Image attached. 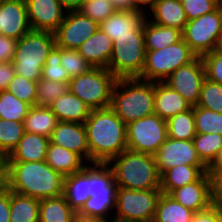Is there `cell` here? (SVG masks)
Masks as SVG:
<instances>
[{
    "mask_svg": "<svg viewBox=\"0 0 222 222\" xmlns=\"http://www.w3.org/2000/svg\"><path fill=\"white\" fill-rule=\"evenodd\" d=\"M150 10L154 16V20L150 21L154 24L183 31L188 22L181 0L156 1Z\"/></svg>",
    "mask_w": 222,
    "mask_h": 222,
    "instance_id": "cell-26",
    "label": "cell"
},
{
    "mask_svg": "<svg viewBox=\"0 0 222 222\" xmlns=\"http://www.w3.org/2000/svg\"><path fill=\"white\" fill-rule=\"evenodd\" d=\"M197 106L222 113V85L205 78Z\"/></svg>",
    "mask_w": 222,
    "mask_h": 222,
    "instance_id": "cell-40",
    "label": "cell"
},
{
    "mask_svg": "<svg viewBox=\"0 0 222 222\" xmlns=\"http://www.w3.org/2000/svg\"><path fill=\"white\" fill-rule=\"evenodd\" d=\"M50 142L73 151L90 161V151L84 124L59 121L51 134Z\"/></svg>",
    "mask_w": 222,
    "mask_h": 222,
    "instance_id": "cell-19",
    "label": "cell"
},
{
    "mask_svg": "<svg viewBox=\"0 0 222 222\" xmlns=\"http://www.w3.org/2000/svg\"><path fill=\"white\" fill-rule=\"evenodd\" d=\"M50 110L61 122H77L84 124L90 116L91 108L69 90L54 101Z\"/></svg>",
    "mask_w": 222,
    "mask_h": 222,
    "instance_id": "cell-24",
    "label": "cell"
},
{
    "mask_svg": "<svg viewBox=\"0 0 222 222\" xmlns=\"http://www.w3.org/2000/svg\"><path fill=\"white\" fill-rule=\"evenodd\" d=\"M144 33L116 37L107 69L117 78H139L145 64Z\"/></svg>",
    "mask_w": 222,
    "mask_h": 222,
    "instance_id": "cell-7",
    "label": "cell"
},
{
    "mask_svg": "<svg viewBox=\"0 0 222 222\" xmlns=\"http://www.w3.org/2000/svg\"><path fill=\"white\" fill-rule=\"evenodd\" d=\"M168 138L175 140H193L196 135L194 106L167 120Z\"/></svg>",
    "mask_w": 222,
    "mask_h": 222,
    "instance_id": "cell-34",
    "label": "cell"
},
{
    "mask_svg": "<svg viewBox=\"0 0 222 222\" xmlns=\"http://www.w3.org/2000/svg\"><path fill=\"white\" fill-rule=\"evenodd\" d=\"M60 59L61 47L55 46L50 52L48 58L46 59V63L42 68V79L54 82L69 83L71 78L68 76L65 68L60 64Z\"/></svg>",
    "mask_w": 222,
    "mask_h": 222,
    "instance_id": "cell-41",
    "label": "cell"
},
{
    "mask_svg": "<svg viewBox=\"0 0 222 222\" xmlns=\"http://www.w3.org/2000/svg\"><path fill=\"white\" fill-rule=\"evenodd\" d=\"M188 21L213 12L221 5V0H181Z\"/></svg>",
    "mask_w": 222,
    "mask_h": 222,
    "instance_id": "cell-45",
    "label": "cell"
},
{
    "mask_svg": "<svg viewBox=\"0 0 222 222\" xmlns=\"http://www.w3.org/2000/svg\"><path fill=\"white\" fill-rule=\"evenodd\" d=\"M169 195L194 213L204 211L212 205L211 175L206 172L198 181L174 189Z\"/></svg>",
    "mask_w": 222,
    "mask_h": 222,
    "instance_id": "cell-17",
    "label": "cell"
},
{
    "mask_svg": "<svg viewBox=\"0 0 222 222\" xmlns=\"http://www.w3.org/2000/svg\"><path fill=\"white\" fill-rule=\"evenodd\" d=\"M117 78L107 68H92L89 72L72 77L69 91L92 110L111 106L112 90Z\"/></svg>",
    "mask_w": 222,
    "mask_h": 222,
    "instance_id": "cell-8",
    "label": "cell"
},
{
    "mask_svg": "<svg viewBox=\"0 0 222 222\" xmlns=\"http://www.w3.org/2000/svg\"><path fill=\"white\" fill-rule=\"evenodd\" d=\"M59 122L49 107L32 106L23 121L25 132L51 137Z\"/></svg>",
    "mask_w": 222,
    "mask_h": 222,
    "instance_id": "cell-31",
    "label": "cell"
},
{
    "mask_svg": "<svg viewBox=\"0 0 222 222\" xmlns=\"http://www.w3.org/2000/svg\"><path fill=\"white\" fill-rule=\"evenodd\" d=\"M60 64L65 68L70 78L89 72L93 67L74 49L61 48Z\"/></svg>",
    "mask_w": 222,
    "mask_h": 222,
    "instance_id": "cell-43",
    "label": "cell"
},
{
    "mask_svg": "<svg viewBox=\"0 0 222 222\" xmlns=\"http://www.w3.org/2000/svg\"><path fill=\"white\" fill-rule=\"evenodd\" d=\"M146 18L143 11L136 9L130 11L116 10L99 24V28L114 41L119 36L144 33L143 22Z\"/></svg>",
    "mask_w": 222,
    "mask_h": 222,
    "instance_id": "cell-20",
    "label": "cell"
},
{
    "mask_svg": "<svg viewBox=\"0 0 222 222\" xmlns=\"http://www.w3.org/2000/svg\"><path fill=\"white\" fill-rule=\"evenodd\" d=\"M161 189L134 190L118 187L116 192L118 222H153Z\"/></svg>",
    "mask_w": 222,
    "mask_h": 222,
    "instance_id": "cell-10",
    "label": "cell"
},
{
    "mask_svg": "<svg viewBox=\"0 0 222 222\" xmlns=\"http://www.w3.org/2000/svg\"><path fill=\"white\" fill-rule=\"evenodd\" d=\"M201 58L204 63L206 78L222 85V51L215 49L202 55Z\"/></svg>",
    "mask_w": 222,
    "mask_h": 222,
    "instance_id": "cell-46",
    "label": "cell"
},
{
    "mask_svg": "<svg viewBox=\"0 0 222 222\" xmlns=\"http://www.w3.org/2000/svg\"><path fill=\"white\" fill-rule=\"evenodd\" d=\"M40 200L10 190V222H39Z\"/></svg>",
    "mask_w": 222,
    "mask_h": 222,
    "instance_id": "cell-32",
    "label": "cell"
},
{
    "mask_svg": "<svg viewBox=\"0 0 222 222\" xmlns=\"http://www.w3.org/2000/svg\"><path fill=\"white\" fill-rule=\"evenodd\" d=\"M108 163L88 165V194L82 209L77 213V220L83 222H109L107 216L116 208L117 183Z\"/></svg>",
    "mask_w": 222,
    "mask_h": 222,
    "instance_id": "cell-3",
    "label": "cell"
},
{
    "mask_svg": "<svg viewBox=\"0 0 222 222\" xmlns=\"http://www.w3.org/2000/svg\"><path fill=\"white\" fill-rule=\"evenodd\" d=\"M64 178L46 161L8 162L5 185L18 194L42 200L63 195Z\"/></svg>",
    "mask_w": 222,
    "mask_h": 222,
    "instance_id": "cell-2",
    "label": "cell"
},
{
    "mask_svg": "<svg viewBox=\"0 0 222 222\" xmlns=\"http://www.w3.org/2000/svg\"><path fill=\"white\" fill-rule=\"evenodd\" d=\"M7 90L31 107L37 105L36 81L15 74Z\"/></svg>",
    "mask_w": 222,
    "mask_h": 222,
    "instance_id": "cell-42",
    "label": "cell"
},
{
    "mask_svg": "<svg viewBox=\"0 0 222 222\" xmlns=\"http://www.w3.org/2000/svg\"><path fill=\"white\" fill-rule=\"evenodd\" d=\"M50 138L25 132L17 147L8 156V162L46 161Z\"/></svg>",
    "mask_w": 222,
    "mask_h": 222,
    "instance_id": "cell-23",
    "label": "cell"
},
{
    "mask_svg": "<svg viewBox=\"0 0 222 222\" xmlns=\"http://www.w3.org/2000/svg\"><path fill=\"white\" fill-rule=\"evenodd\" d=\"M206 172V165H179L164 171L160 175V189L170 194L174 189L198 181Z\"/></svg>",
    "mask_w": 222,
    "mask_h": 222,
    "instance_id": "cell-25",
    "label": "cell"
},
{
    "mask_svg": "<svg viewBox=\"0 0 222 222\" xmlns=\"http://www.w3.org/2000/svg\"><path fill=\"white\" fill-rule=\"evenodd\" d=\"M192 106L164 82H154V112L164 120L187 111Z\"/></svg>",
    "mask_w": 222,
    "mask_h": 222,
    "instance_id": "cell-22",
    "label": "cell"
},
{
    "mask_svg": "<svg viewBox=\"0 0 222 222\" xmlns=\"http://www.w3.org/2000/svg\"><path fill=\"white\" fill-rule=\"evenodd\" d=\"M182 36L197 56L219 49L222 39V5L213 12L188 21Z\"/></svg>",
    "mask_w": 222,
    "mask_h": 222,
    "instance_id": "cell-11",
    "label": "cell"
},
{
    "mask_svg": "<svg viewBox=\"0 0 222 222\" xmlns=\"http://www.w3.org/2000/svg\"><path fill=\"white\" fill-rule=\"evenodd\" d=\"M154 157L160 175L179 165H205L197 155L193 140L167 138Z\"/></svg>",
    "mask_w": 222,
    "mask_h": 222,
    "instance_id": "cell-15",
    "label": "cell"
},
{
    "mask_svg": "<svg viewBox=\"0 0 222 222\" xmlns=\"http://www.w3.org/2000/svg\"><path fill=\"white\" fill-rule=\"evenodd\" d=\"M55 46L53 32L35 30L28 32L17 43L12 61L15 74L37 82L41 78L46 59Z\"/></svg>",
    "mask_w": 222,
    "mask_h": 222,
    "instance_id": "cell-6",
    "label": "cell"
},
{
    "mask_svg": "<svg viewBox=\"0 0 222 222\" xmlns=\"http://www.w3.org/2000/svg\"><path fill=\"white\" fill-rule=\"evenodd\" d=\"M8 157L0 151V176H7Z\"/></svg>",
    "mask_w": 222,
    "mask_h": 222,
    "instance_id": "cell-56",
    "label": "cell"
},
{
    "mask_svg": "<svg viewBox=\"0 0 222 222\" xmlns=\"http://www.w3.org/2000/svg\"><path fill=\"white\" fill-rule=\"evenodd\" d=\"M194 147L200 160L208 166L222 147V136L215 133H196L193 138Z\"/></svg>",
    "mask_w": 222,
    "mask_h": 222,
    "instance_id": "cell-36",
    "label": "cell"
},
{
    "mask_svg": "<svg viewBox=\"0 0 222 222\" xmlns=\"http://www.w3.org/2000/svg\"><path fill=\"white\" fill-rule=\"evenodd\" d=\"M111 162L114 163L110 168L118 187L134 190L160 189V174L153 155L126 149L108 164Z\"/></svg>",
    "mask_w": 222,
    "mask_h": 222,
    "instance_id": "cell-5",
    "label": "cell"
},
{
    "mask_svg": "<svg viewBox=\"0 0 222 222\" xmlns=\"http://www.w3.org/2000/svg\"><path fill=\"white\" fill-rule=\"evenodd\" d=\"M10 189L4 185L0 189V222H10Z\"/></svg>",
    "mask_w": 222,
    "mask_h": 222,
    "instance_id": "cell-50",
    "label": "cell"
},
{
    "mask_svg": "<svg viewBox=\"0 0 222 222\" xmlns=\"http://www.w3.org/2000/svg\"><path fill=\"white\" fill-rule=\"evenodd\" d=\"M209 174L212 178V205L222 210V172Z\"/></svg>",
    "mask_w": 222,
    "mask_h": 222,
    "instance_id": "cell-49",
    "label": "cell"
},
{
    "mask_svg": "<svg viewBox=\"0 0 222 222\" xmlns=\"http://www.w3.org/2000/svg\"><path fill=\"white\" fill-rule=\"evenodd\" d=\"M116 10L130 11L135 8L131 5L130 0H109Z\"/></svg>",
    "mask_w": 222,
    "mask_h": 222,
    "instance_id": "cell-54",
    "label": "cell"
},
{
    "mask_svg": "<svg viewBox=\"0 0 222 222\" xmlns=\"http://www.w3.org/2000/svg\"><path fill=\"white\" fill-rule=\"evenodd\" d=\"M31 30L25 0H3L0 4V35L19 40Z\"/></svg>",
    "mask_w": 222,
    "mask_h": 222,
    "instance_id": "cell-18",
    "label": "cell"
},
{
    "mask_svg": "<svg viewBox=\"0 0 222 222\" xmlns=\"http://www.w3.org/2000/svg\"><path fill=\"white\" fill-rule=\"evenodd\" d=\"M25 3L30 27L35 31L54 33L66 15L59 0H25Z\"/></svg>",
    "mask_w": 222,
    "mask_h": 222,
    "instance_id": "cell-16",
    "label": "cell"
},
{
    "mask_svg": "<svg viewBox=\"0 0 222 222\" xmlns=\"http://www.w3.org/2000/svg\"><path fill=\"white\" fill-rule=\"evenodd\" d=\"M219 50L222 51V39H221V42H220Z\"/></svg>",
    "mask_w": 222,
    "mask_h": 222,
    "instance_id": "cell-58",
    "label": "cell"
},
{
    "mask_svg": "<svg viewBox=\"0 0 222 222\" xmlns=\"http://www.w3.org/2000/svg\"><path fill=\"white\" fill-rule=\"evenodd\" d=\"M63 195L76 213L82 209L90 197L88 194V165L79 172L65 176Z\"/></svg>",
    "mask_w": 222,
    "mask_h": 222,
    "instance_id": "cell-28",
    "label": "cell"
},
{
    "mask_svg": "<svg viewBox=\"0 0 222 222\" xmlns=\"http://www.w3.org/2000/svg\"><path fill=\"white\" fill-rule=\"evenodd\" d=\"M126 133L129 150L154 156L168 138L167 121L152 114L129 122Z\"/></svg>",
    "mask_w": 222,
    "mask_h": 222,
    "instance_id": "cell-12",
    "label": "cell"
},
{
    "mask_svg": "<svg viewBox=\"0 0 222 222\" xmlns=\"http://www.w3.org/2000/svg\"><path fill=\"white\" fill-rule=\"evenodd\" d=\"M65 11H77L81 8L85 0H59Z\"/></svg>",
    "mask_w": 222,
    "mask_h": 222,
    "instance_id": "cell-53",
    "label": "cell"
},
{
    "mask_svg": "<svg viewBox=\"0 0 222 222\" xmlns=\"http://www.w3.org/2000/svg\"><path fill=\"white\" fill-rule=\"evenodd\" d=\"M131 2V5L136 9V10H139V11H144L143 8L141 9L140 6H149V8L151 9L156 0H130Z\"/></svg>",
    "mask_w": 222,
    "mask_h": 222,
    "instance_id": "cell-55",
    "label": "cell"
},
{
    "mask_svg": "<svg viewBox=\"0 0 222 222\" xmlns=\"http://www.w3.org/2000/svg\"><path fill=\"white\" fill-rule=\"evenodd\" d=\"M14 75L15 68L12 62H0V91L8 89Z\"/></svg>",
    "mask_w": 222,
    "mask_h": 222,
    "instance_id": "cell-51",
    "label": "cell"
},
{
    "mask_svg": "<svg viewBox=\"0 0 222 222\" xmlns=\"http://www.w3.org/2000/svg\"><path fill=\"white\" fill-rule=\"evenodd\" d=\"M191 222H222V210L211 205L204 211L194 213Z\"/></svg>",
    "mask_w": 222,
    "mask_h": 222,
    "instance_id": "cell-48",
    "label": "cell"
},
{
    "mask_svg": "<svg viewBox=\"0 0 222 222\" xmlns=\"http://www.w3.org/2000/svg\"><path fill=\"white\" fill-rule=\"evenodd\" d=\"M206 78L201 56L179 67L164 80L169 87L179 93L192 107L198 104L201 86Z\"/></svg>",
    "mask_w": 222,
    "mask_h": 222,
    "instance_id": "cell-13",
    "label": "cell"
},
{
    "mask_svg": "<svg viewBox=\"0 0 222 222\" xmlns=\"http://www.w3.org/2000/svg\"><path fill=\"white\" fill-rule=\"evenodd\" d=\"M110 107L126 125L155 114L154 82L139 78L117 79L112 90Z\"/></svg>",
    "mask_w": 222,
    "mask_h": 222,
    "instance_id": "cell-4",
    "label": "cell"
},
{
    "mask_svg": "<svg viewBox=\"0 0 222 222\" xmlns=\"http://www.w3.org/2000/svg\"><path fill=\"white\" fill-rule=\"evenodd\" d=\"M78 11L100 24L112 15L116 9L109 0H85Z\"/></svg>",
    "mask_w": 222,
    "mask_h": 222,
    "instance_id": "cell-44",
    "label": "cell"
},
{
    "mask_svg": "<svg viewBox=\"0 0 222 222\" xmlns=\"http://www.w3.org/2000/svg\"><path fill=\"white\" fill-rule=\"evenodd\" d=\"M77 213L64 195L40 200L39 222H77Z\"/></svg>",
    "mask_w": 222,
    "mask_h": 222,
    "instance_id": "cell-30",
    "label": "cell"
},
{
    "mask_svg": "<svg viewBox=\"0 0 222 222\" xmlns=\"http://www.w3.org/2000/svg\"><path fill=\"white\" fill-rule=\"evenodd\" d=\"M196 133H217L222 136V113L194 106Z\"/></svg>",
    "mask_w": 222,
    "mask_h": 222,
    "instance_id": "cell-38",
    "label": "cell"
},
{
    "mask_svg": "<svg viewBox=\"0 0 222 222\" xmlns=\"http://www.w3.org/2000/svg\"><path fill=\"white\" fill-rule=\"evenodd\" d=\"M99 28V24L80 11H68L54 32L56 46L77 50Z\"/></svg>",
    "mask_w": 222,
    "mask_h": 222,
    "instance_id": "cell-14",
    "label": "cell"
},
{
    "mask_svg": "<svg viewBox=\"0 0 222 222\" xmlns=\"http://www.w3.org/2000/svg\"><path fill=\"white\" fill-rule=\"evenodd\" d=\"M84 126L91 163H108L128 149L126 124L111 107L91 110Z\"/></svg>",
    "mask_w": 222,
    "mask_h": 222,
    "instance_id": "cell-1",
    "label": "cell"
},
{
    "mask_svg": "<svg viewBox=\"0 0 222 222\" xmlns=\"http://www.w3.org/2000/svg\"><path fill=\"white\" fill-rule=\"evenodd\" d=\"M31 106L19 100L8 90L0 91V118L23 122Z\"/></svg>",
    "mask_w": 222,
    "mask_h": 222,
    "instance_id": "cell-35",
    "label": "cell"
},
{
    "mask_svg": "<svg viewBox=\"0 0 222 222\" xmlns=\"http://www.w3.org/2000/svg\"><path fill=\"white\" fill-rule=\"evenodd\" d=\"M68 90V83L54 82L40 78L37 81V106L49 107Z\"/></svg>",
    "mask_w": 222,
    "mask_h": 222,
    "instance_id": "cell-39",
    "label": "cell"
},
{
    "mask_svg": "<svg viewBox=\"0 0 222 222\" xmlns=\"http://www.w3.org/2000/svg\"><path fill=\"white\" fill-rule=\"evenodd\" d=\"M145 36V50H160L171 44L179 42L183 36L182 31L175 27H164L148 21L143 22Z\"/></svg>",
    "mask_w": 222,
    "mask_h": 222,
    "instance_id": "cell-29",
    "label": "cell"
},
{
    "mask_svg": "<svg viewBox=\"0 0 222 222\" xmlns=\"http://www.w3.org/2000/svg\"><path fill=\"white\" fill-rule=\"evenodd\" d=\"M7 176H0V189L6 184Z\"/></svg>",
    "mask_w": 222,
    "mask_h": 222,
    "instance_id": "cell-57",
    "label": "cell"
},
{
    "mask_svg": "<svg viewBox=\"0 0 222 222\" xmlns=\"http://www.w3.org/2000/svg\"><path fill=\"white\" fill-rule=\"evenodd\" d=\"M197 55L183 38L160 50H146L141 80L164 82L175 70L193 61Z\"/></svg>",
    "mask_w": 222,
    "mask_h": 222,
    "instance_id": "cell-9",
    "label": "cell"
},
{
    "mask_svg": "<svg viewBox=\"0 0 222 222\" xmlns=\"http://www.w3.org/2000/svg\"><path fill=\"white\" fill-rule=\"evenodd\" d=\"M18 40L0 35V62H12Z\"/></svg>",
    "mask_w": 222,
    "mask_h": 222,
    "instance_id": "cell-47",
    "label": "cell"
},
{
    "mask_svg": "<svg viewBox=\"0 0 222 222\" xmlns=\"http://www.w3.org/2000/svg\"><path fill=\"white\" fill-rule=\"evenodd\" d=\"M208 173L222 172V147L218 151L215 159L207 166Z\"/></svg>",
    "mask_w": 222,
    "mask_h": 222,
    "instance_id": "cell-52",
    "label": "cell"
},
{
    "mask_svg": "<svg viewBox=\"0 0 222 222\" xmlns=\"http://www.w3.org/2000/svg\"><path fill=\"white\" fill-rule=\"evenodd\" d=\"M84 159L77 153L61 146L49 143L46 155V163L64 176L81 171L86 165Z\"/></svg>",
    "mask_w": 222,
    "mask_h": 222,
    "instance_id": "cell-27",
    "label": "cell"
},
{
    "mask_svg": "<svg viewBox=\"0 0 222 222\" xmlns=\"http://www.w3.org/2000/svg\"><path fill=\"white\" fill-rule=\"evenodd\" d=\"M24 133L23 122L0 118V151L8 157L17 147Z\"/></svg>",
    "mask_w": 222,
    "mask_h": 222,
    "instance_id": "cell-37",
    "label": "cell"
},
{
    "mask_svg": "<svg viewBox=\"0 0 222 222\" xmlns=\"http://www.w3.org/2000/svg\"><path fill=\"white\" fill-rule=\"evenodd\" d=\"M113 41L100 28L77 49L93 68H107Z\"/></svg>",
    "mask_w": 222,
    "mask_h": 222,
    "instance_id": "cell-21",
    "label": "cell"
},
{
    "mask_svg": "<svg viewBox=\"0 0 222 222\" xmlns=\"http://www.w3.org/2000/svg\"><path fill=\"white\" fill-rule=\"evenodd\" d=\"M193 211L162 193L158 199L153 222H191Z\"/></svg>",
    "mask_w": 222,
    "mask_h": 222,
    "instance_id": "cell-33",
    "label": "cell"
}]
</instances>
